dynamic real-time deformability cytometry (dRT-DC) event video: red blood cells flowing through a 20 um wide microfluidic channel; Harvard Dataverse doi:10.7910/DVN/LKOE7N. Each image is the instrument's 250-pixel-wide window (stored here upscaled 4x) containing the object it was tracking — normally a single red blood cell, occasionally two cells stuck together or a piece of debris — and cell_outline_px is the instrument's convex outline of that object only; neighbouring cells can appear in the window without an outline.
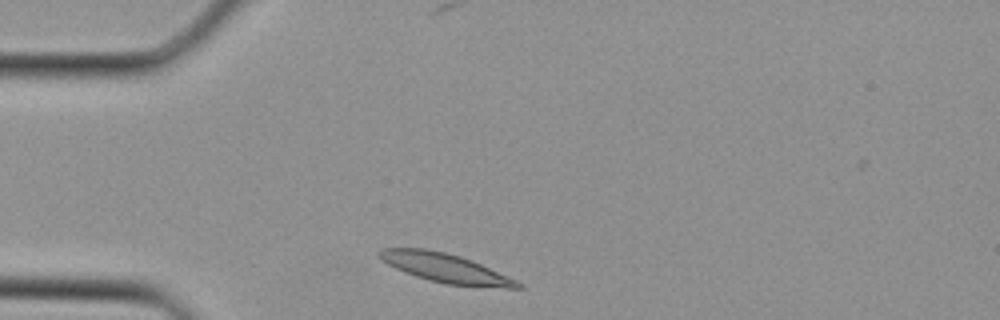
{"species": "Egyptian fruit bat (a non-hibernating species)", "species_latin": "Rousettus aegyptiacus", "temperature_condition": "cold", "stored_images_in_passage": 29, "camera_frame_rate_fps": 3000, "um_per_image_px": 0.085, "animal": {"sex": "female"}, "frame": {"image": 1, "passage_image": 1, "time_ms": 0.0, "image_size_px": [1000, 320], "cell_outline_px": [[524, 288], [508, 288], [444, 284], [428, 280], [404, 272], [380, 260], [376, 256], [376, 252], [380, 248], [424, 248], [444, 252], [460, 256], [472, 260], [516, 280], [524, 284]], "centroid_in_image_um": [37.82, 22.78], "position_along_channel_um": 47.2, "area_um2": 23.52}}
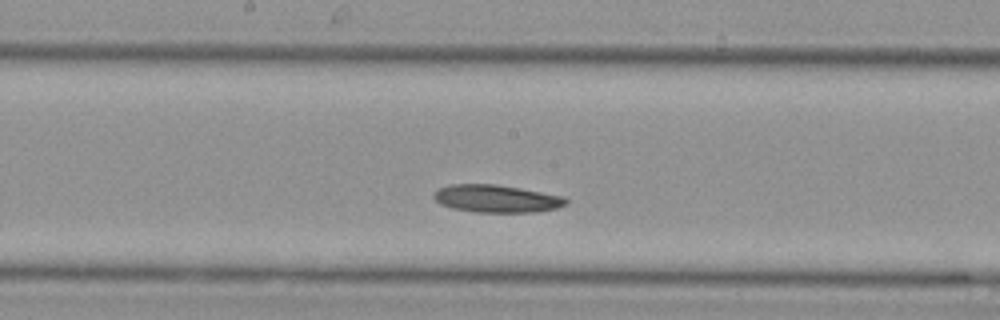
{"frame": {"image": 2, "passage_image": 11, "time_ms": 3.333, "image_size_px": [1000, 320], "cell_outline_px": [[568, 204], [556, 208], [532, 212], [476, 212], [452, 208], [440, 204], [432, 196], [432, 192], [436, 188], [448, 184], [496, 184], [520, 188], [564, 196], [568, 200]], "centroid_in_image_um": [42.15, 16.87], "position_along_channel_um": 206.0, "area_um2": 21.44}}
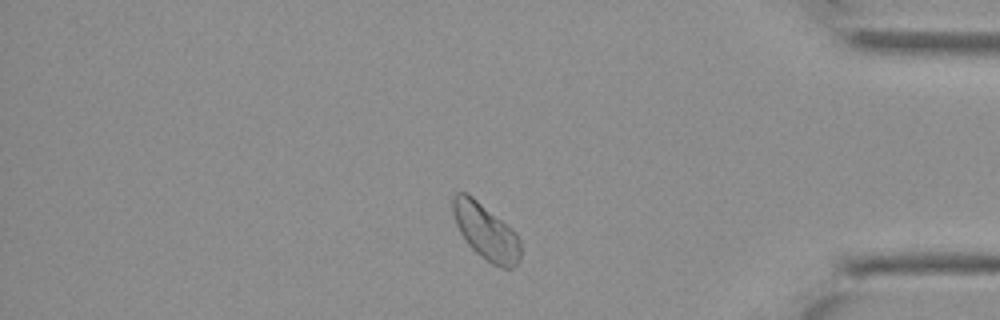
{"frame": {"image": 3, "passage_image": 23, "time_ms": 7.333, "image_size_px": [1000, 320], "cell_outline_px": [[520, 260], [512, 268], [500, 268], [492, 264], [480, 256], [468, 244], [460, 232], [456, 224], [452, 212], [452, 196], [456, 192], [464, 192], [472, 196], [512, 228], [516, 232], [520, 240]], "centroid_in_image_um": [41.3, 19.69], "position_along_channel_um": 393.9, "area_um2": 22.08}}